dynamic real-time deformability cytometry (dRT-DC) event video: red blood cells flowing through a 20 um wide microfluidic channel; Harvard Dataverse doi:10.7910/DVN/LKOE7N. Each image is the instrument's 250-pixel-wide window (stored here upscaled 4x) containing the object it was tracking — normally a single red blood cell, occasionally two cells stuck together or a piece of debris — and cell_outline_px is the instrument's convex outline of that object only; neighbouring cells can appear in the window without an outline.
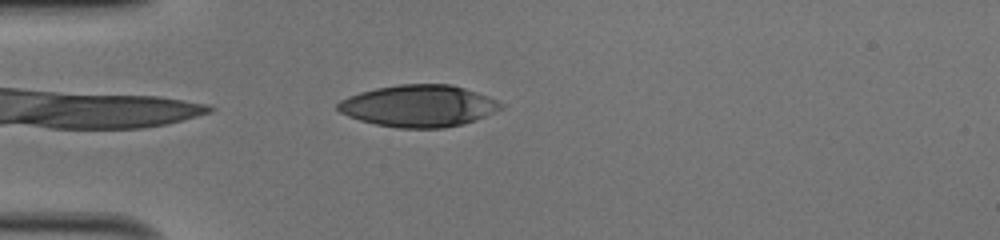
{"species": "human", "species_latin": "Homo sapiens", "temperature_condition": "cold", "stored_images_in_passage": 37, "camera_frame_rate_fps": 3000, "um_per_image_px": 0.085, "donor": {"sex": "male"}, "frame": {"image": 1, "passage_image": 1, "time_ms": 0.0, "image_size_px": [1000, 240], "cell_outline_px": [[504, 108], [476, 120], [464, 124], [444, 128], [400, 128], [376, 124], [360, 120], [348, 116], [340, 112], [336, 108], [336, 104], [340, 100], [348, 96], [360, 92], [376, 88], [400, 84], [452, 84], [488, 96], [504, 104]], "centroid_in_image_um": [35.6, 9.0], "position_along_channel_um": 49.4, "area_um2": 39.88}}
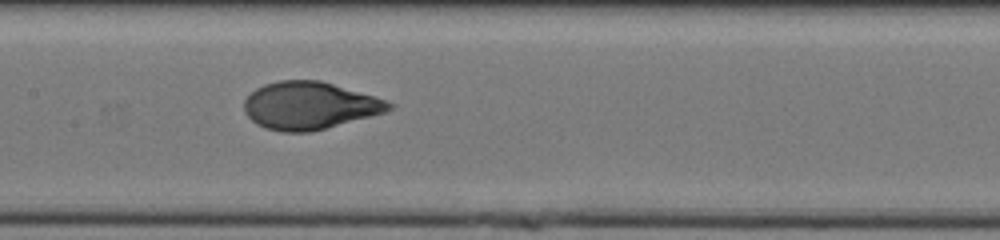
{"frame": {"image": 2, "passage_image": 12, "time_ms": 3.667, "image_size_px": [1000, 240], "cell_outline_px": [[396, 104], [392, 108], [384, 112], [324, 128], [308, 132], [280, 132], [264, 128], [256, 124], [244, 112], [244, 100], [256, 88], [264, 84], [280, 80], [320, 80], [372, 96]], "centroid_in_image_um": [26.24, 8.97], "position_along_channel_um": 181.2, "area_um2": 39.59}}
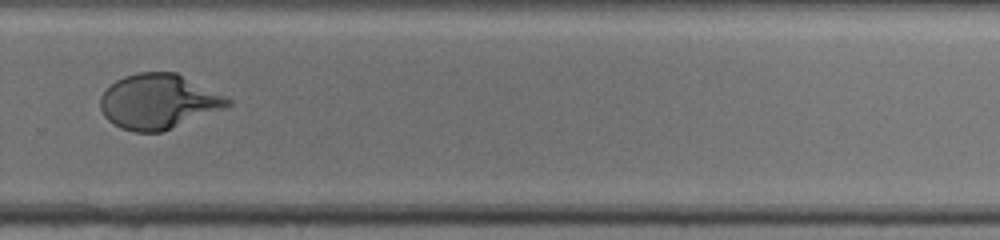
{"frame": {"image": 3, "passage_image": 22, "time_ms": 7.0, "image_size_px": [1000, 240], "cell_outline_px": [[232, 104], [224, 108], [160, 132], [132, 132], [120, 128], [108, 120], [104, 116], [100, 108], [100, 96], [116, 80], [124, 76], [140, 72], [176, 72], [232, 100]], "centroid_in_image_um": [13.42, 8.63], "position_along_channel_um": 316.4, "area_um2": 40.23}, "authors_computed_cell_mechanics": {"area_um2": 40.5178, "velocity_mm_per_s": 4.0645, "shape_relaxation_time_tau1_ms": 3.9182, "shape_relaxation_time_tau2_ms": null, "deformation_change_tau1": 0.2182, "deformation_change_tau2": null}}